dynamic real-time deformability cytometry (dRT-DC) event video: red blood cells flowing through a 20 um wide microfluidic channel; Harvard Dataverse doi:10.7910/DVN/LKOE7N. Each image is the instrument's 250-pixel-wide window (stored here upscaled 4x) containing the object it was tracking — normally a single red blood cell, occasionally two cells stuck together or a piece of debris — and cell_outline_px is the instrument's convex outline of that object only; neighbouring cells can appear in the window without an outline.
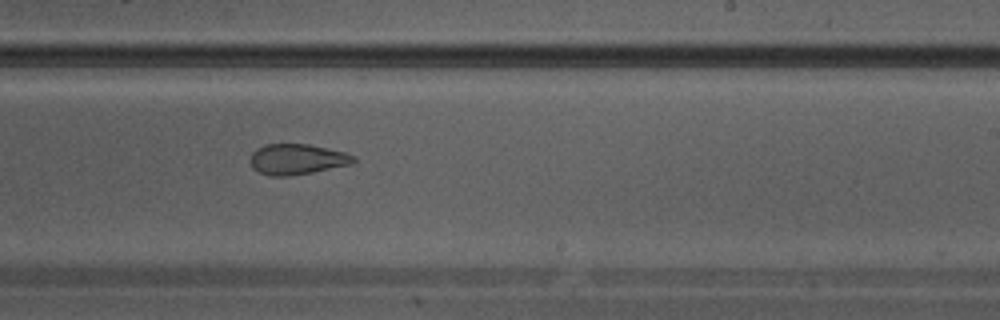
{"species": "Egyptian fruit bat (a non-hibernating species)", "species_latin": "Rousettus aegyptiacus", "temperature_condition": "warm", "stored_images_in_passage": 20, "camera_frame_rate_fps": 3000, "um_per_image_px": 0.085, "animal": {"sex": "male"}, "frame": {"image": 1, "passage_image": 9, "time_ms": 2.667, "image_size_px": [1000, 320], "cell_outline_px": [[356, 160], [344, 164], [308, 172], [260, 172], [252, 164], [252, 156], [260, 148], [268, 144], [304, 144], [324, 148], [340, 152], [352, 156]], "centroid_in_image_um": [25.25, 13.46], "position_along_channel_um": 263.8, "area_um2": 16.07}}